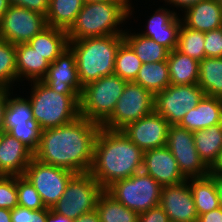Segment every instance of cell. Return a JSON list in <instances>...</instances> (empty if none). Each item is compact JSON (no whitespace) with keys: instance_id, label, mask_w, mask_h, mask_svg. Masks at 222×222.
I'll list each match as a JSON object with an SVG mask.
<instances>
[{"instance_id":"f907efd6","label":"cell","mask_w":222,"mask_h":222,"mask_svg":"<svg viewBox=\"0 0 222 222\" xmlns=\"http://www.w3.org/2000/svg\"><path fill=\"white\" fill-rule=\"evenodd\" d=\"M10 4L8 0H0V20L3 14L9 9Z\"/></svg>"},{"instance_id":"9a60e30c","label":"cell","mask_w":222,"mask_h":222,"mask_svg":"<svg viewBox=\"0 0 222 222\" xmlns=\"http://www.w3.org/2000/svg\"><path fill=\"white\" fill-rule=\"evenodd\" d=\"M42 81L60 94L80 96L83 87L79 80L75 54L69 47L50 63Z\"/></svg>"},{"instance_id":"7dc6e473","label":"cell","mask_w":222,"mask_h":222,"mask_svg":"<svg viewBox=\"0 0 222 222\" xmlns=\"http://www.w3.org/2000/svg\"><path fill=\"white\" fill-rule=\"evenodd\" d=\"M74 222H101L99 219V215L96 211H91L89 213H85L78 218L74 219Z\"/></svg>"},{"instance_id":"8992f818","label":"cell","mask_w":222,"mask_h":222,"mask_svg":"<svg viewBox=\"0 0 222 222\" xmlns=\"http://www.w3.org/2000/svg\"><path fill=\"white\" fill-rule=\"evenodd\" d=\"M126 83L112 74L86 84L79 96L80 116L102 125L114 111Z\"/></svg>"},{"instance_id":"74e56055","label":"cell","mask_w":222,"mask_h":222,"mask_svg":"<svg viewBox=\"0 0 222 222\" xmlns=\"http://www.w3.org/2000/svg\"><path fill=\"white\" fill-rule=\"evenodd\" d=\"M17 205V176L0 175V208L12 210Z\"/></svg>"},{"instance_id":"f6af8a7d","label":"cell","mask_w":222,"mask_h":222,"mask_svg":"<svg viewBox=\"0 0 222 222\" xmlns=\"http://www.w3.org/2000/svg\"><path fill=\"white\" fill-rule=\"evenodd\" d=\"M167 4H172V6H175L176 8H180L182 11L187 10L191 6H194L195 4H198L201 1L204 0H164Z\"/></svg>"},{"instance_id":"d6986e66","label":"cell","mask_w":222,"mask_h":222,"mask_svg":"<svg viewBox=\"0 0 222 222\" xmlns=\"http://www.w3.org/2000/svg\"><path fill=\"white\" fill-rule=\"evenodd\" d=\"M34 153L20 140L2 131L0 141V175L23 176Z\"/></svg>"},{"instance_id":"816d5d0a","label":"cell","mask_w":222,"mask_h":222,"mask_svg":"<svg viewBox=\"0 0 222 222\" xmlns=\"http://www.w3.org/2000/svg\"><path fill=\"white\" fill-rule=\"evenodd\" d=\"M212 170L214 172H217V173L222 175V153H221V156L219 158V161L217 162V164L214 166V168Z\"/></svg>"},{"instance_id":"e575fe53","label":"cell","mask_w":222,"mask_h":222,"mask_svg":"<svg viewBox=\"0 0 222 222\" xmlns=\"http://www.w3.org/2000/svg\"><path fill=\"white\" fill-rule=\"evenodd\" d=\"M16 80V45L0 39V87L13 89Z\"/></svg>"},{"instance_id":"603a6c76","label":"cell","mask_w":222,"mask_h":222,"mask_svg":"<svg viewBox=\"0 0 222 222\" xmlns=\"http://www.w3.org/2000/svg\"><path fill=\"white\" fill-rule=\"evenodd\" d=\"M197 152L204 164L211 170L222 153V123L193 132Z\"/></svg>"},{"instance_id":"cb8c5ba5","label":"cell","mask_w":222,"mask_h":222,"mask_svg":"<svg viewBox=\"0 0 222 222\" xmlns=\"http://www.w3.org/2000/svg\"><path fill=\"white\" fill-rule=\"evenodd\" d=\"M67 31L47 26L35 35L28 44L40 55L52 63L66 48H68Z\"/></svg>"},{"instance_id":"3957f363","label":"cell","mask_w":222,"mask_h":222,"mask_svg":"<svg viewBox=\"0 0 222 222\" xmlns=\"http://www.w3.org/2000/svg\"><path fill=\"white\" fill-rule=\"evenodd\" d=\"M130 1L85 2L67 30L68 40L124 34L120 24L132 15Z\"/></svg>"},{"instance_id":"f1b7e54d","label":"cell","mask_w":222,"mask_h":222,"mask_svg":"<svg viewBox=\"0 0 222 222\" xmlns=\"http://www.w3.org/2000/svg\"><path fill=\"white\" fill-rule=\"evenodd\" d=\"M84 0H50L47 26L68 30L84 5Z\"/></svg>"},{"instance_id":"c3c4849f","label":"cell","mask_w":222,"mask_h":222,"mask_svg":"<svg viewBox=\"0 0 222 222\" xmlns=\"http://www.w3.org/2000/svg\"><path fill=\"white\" fill-rule=\"evenodd\" d=\"M47 222H74V220L66 216L56 214L48 208Z\"/></svg>"},{"instance_id":"681fc988","label":"cell","mask_w":222,"mask_h":222,"mask_svg":"<svg viewBox=\"0 0 222 222\" xmlns=\"http://www.w3.org/2000/svg\"><path fill=\"white\" fill-rule=\"evenodd\" d=\"M0 222H11V210L0 208Z\"/></svg>"},{"instance_id":"d590c367","label":"cell","mask_w":222,"mask_h":222,"mask_svg":"<svg viewBox=\"0 0 222 222\" xmlns=\"http://www.w3.org/2000/svg\"><path fill=\"white\" fill-rule=\"evenodd\" d=\"M41 132L38 122L31 119L27 121V125L14 126L7 133L20 140L34 153L39 146Z\"/></svg>"},{"instance_id":"2e32d148","label":"cell","mask_w":222,"mask_h":222,"mask_svg":"<svg viewBox=\"0 0 222 222\" xmlns=\"http://www.w3.org/2000/svg\"><path fill=\"white\" fill-rule=\"evenodd\" d=\"M159 206L171 222H197L198 214L187 180L178 185L163 186Z\"/></svg>"},{"instance_id":"d4e9b609","label":"cell","mask_w":222,"mask_h":222,"mask_svg":"<svg viewBox=\"0 0 222 222\" xmlns=\"http://www.w3.org/2000/svg\"><path fill=\"white\" fill-rule=\"evenodd\" d=\"M199 61L179 52L177 49L169 51L167 64L171 85L198 84Z\"/></svg>"},{"instance_id":"83f0119b","label":"cell","mask_w":222,"mask_h":222,"mask_svg":"<svg viewBox=\"0 0 222 222\" xmlns=\"http://www.w3.org/2000/svg\"><path fill=\"white\" fill-rule=\"evenodd\" d=\"M134 83L141 85L153 95L163 91L171 85L167 61L142 63Z\"/></svg>"},{"instance_id":"ac0fdd59","label":"cell","mask_w":222,"mask_h":222,"mask_svg":"<svg viewBox=\"0 0 222 222\" xmlns=\"http://www.w3.org/2000/svg\"><path fill=\"white\" fill-rule=\"evenodd\" d=\"M147 26L139 34L153 39L158 44L163 45L169 51L176 49L178 42V33L182 24L181 18L177 12L168 8H158L152 16H149Z\"/></svg>"},{"instance_id":"7a4b0ae2","label":"cell","mask_w":222,"mask_h":222,"mask_svg":"<svg viewBox=\"0 0 222 222\" xmlns=\"http://www.w3.org/2000/svg\"><path fill=\"white\" fill-rule=\"evenodd\" d=\"M144 152L122 130L101 127L94 146L92 177L106 190L143 169Z\"/></svg>"},{"instance_id":"7c38bea8","label":"cell","mask_w":222,"mask_h":222,"mask_svg":"<svg viewBox=\"0 0 222 222\" xmlns=\"http://www.w3.org/2000/svg\"><path fill=\"white\" fill-rule=\"evenodd\" d=\"M166 147L173 154L180 172L186 179L209 174L210 169L201 160L196 150L193 132L179 125H170Z\"/></svg>"},{"instance_id":"f5cc1de1","label":"cell","mask_w":222,"mask_h":222,"mask_svg":"<svg viewBox=\"0 0 222 222\" xmlns=\"http://www.w3.org/2000/svg\"><path fill=\"white\" fill-rule=\"evenodd\" d=\"M95 1H130V0H84V2H95Z\"/></svg>"},{"instance_id":"7bdbcfd3","label":"cell","mask_w":222,"mask_h":222,"mask_svg":"<svg viewBox=\"0 0 222 222\" xmlns=\"http://www.w3.org/2000/svg\"><path fill=\"white\" fill-rule=\"evenodd\" d=\"M10 91V88L0 87V131H4V116Z\"/></svg>"},{"instance_id":"ba28073f","label":"cell","mask_w":222,"mask_h":222,"mask_svg":"<svg viewBox=\"0 0 222 222\" xmlns=\"http://www.w3.org/2000/svg\"><path fill=\"white\" fill-rule=\"evenodd\" d=\"M103 191L102 186L90 173L75 174L67 183L62 197L51 210L74 220L94 211L99 195Z\"/></svg>"},{"instance_id":"52a82bcc","label":"cell","mask_w":222,"mask_h":222,"mask_svg":"<svg viewBox=\"0 0 222 222\" xmlns=\"http://www.w3.org/2000/svg\"><path fill=\"white\" fill-rule=\"evenodd\" d=\"M162 186L143 170L130 178L115 181L106 191L118 202L137 213L160 204Z\"/></svg>"},{"instance_id":"836d02e7","label":"cell","mask_w":222,"mask_h":222,"mask_svg":"<svg viewBox=\"0 0 222 222\" xmlns=\"http://www.w3.org/2000/svg\"><path fill=\"white\" fill-rule=\"evenodd\" d=\"M204 40V32L189 29L181 24L176 49L200 62L205 58Z\"/></svg>"},{"instance_id":"60d3db41","label":"cell","mask_w":222,"mask_h":222,"mask_svg":"<svg viewBox=\"0 0 222 222\" xmlns=\"http://www.w3.org/2000/svg\"><path fill=\"white\" fill-rule=\"evenodd\" d=\"M10 5L24 7L30 11L46 16L50 0H8Z\"/></svg>"},{"instance_id":"8fae6325","label":"cell","mask_w":222,"mask_h":222,"mask_svg":"<svg viewBox=\"0 0 222 222\" xmlns=\"http://www.w3.org/2000/svg\"><path fill=\"white\" fill-rule=\"evenodd\" d=\"M205 96L198 84L169 85L154 95V111L170 125H178L184 115L195 108Z\"/></svg>"},{"instance_id":"44dd1931","label":"cell","mask_w":222,"mask_h":222,"mask_svg":"<svg viewBox=\"0 0 222 222\" xmlns=\"http://www.w3.org/2000/svg\"><path fill=\"white\" fill-rule=\"evenodd\" d=\"M182 24L189 29L208 32L222 27V6L217 0H204L184 11Z\"/></svg>"},{"instance_id":"f35d334b","label":"cell","mask_w":222,"mask_h":222,"mask_svg":"<svg viewBox=\"0 0 222 222\" xmlns=\"http://www.w3.org/2000/svg\"><path fill=\"white\" fill-rule=\"evenodd\" d=\"M48 208L31 210L17 205L11 210V222H47Z\"/></svg>"},{"instance_id":"db71d44e","label":"cell","mask_w":222,"mask_h":222,"mask_svg":"<svg viewBox=\"0 0 222 222\" xmlns=\"http://www.w3.org/2000/svg\"><path fill=\"white\" fill-rule=\"evenodd\" d=\"M217 2L222 6V0H217Z\"/></svg>"},{"instance_id":"ee69618b","label":"cell","mask_w":222,"mask_h":222,"mask_svg":"<svg viewBox=\"0 0 222 222\" xmlns=\"http://www.w3.org/2000/svg\"><path fill=\"white\" fill-rule=\"evenodd\" d=\"M197 222H222V206L218 209L199 215Z\"/></svg>"},{"instance_id":"1f68e13d","label":"cell","mask_w":222,"mask_h":222,"mask_svg":"<svg viewBox=\"0 0 222 222\" xmlns=\"http://www.w3.org/2000/svg\"><path fill=\"white\" fill-rule=\"evenodd\" d=\"M9 93L4 116V131L8 132L14 126L27 125V121L34 119L28 98L12 97Z\"/></svg>"},{"instance_id":"5bb4252c","label":"cell","mask_w":222,"mask_h":222,"mask_svg":"<svg viewBox=\"0 0 222 222\" xmlns=\"http://www.w3.org/2000/svg\"><path fill=\"white\" fill-rule=\"evenodd\" d=\"M169 127V122L153 111L151 114L129 123L122 131L145 152L166 146Z\"/></svg>"},{"instance_id":"bcb514c9","label":"cell","mask_w":222,"mask_h":222,"mask_svg":"<svg viewBox=\"0 0 222 222\" xmlns=\"http://www.w3.org/2000/svg\"><path fill=\"white\" fill-rule=\"evenodd\" d=\"M208 175L212 178L215 184L217 194L220 199V205L222 206V175L214 172L212 169L210 170Z\"/></svg>"},{"instance_id":"6da1fadb","label":"cell","mask_w":222,"mask_h":222,"mask_svg":"<svg viewBox=\"0 0 222 222\" xmlns=\"http://www.w3.org/2000/svg\"><path fill=\"white\" fill-rule=\"evenodd\" d=\"M100 129L101 125L79 116L66 125L42 130L34 158L75 174L89 173Z\"/></svg>"},{"instance_id":"f546056e","label":"cell","mask_w":222,"mask_h":222,"mask_svg":"<svg viewBox=\"0 0 222 222\" xmlns=\"http://www.w3.org/2000/svg\"><path fill=\"white\" fill-rule=\"evenodd\" d=\"M96 211L101 222H138L140 215L118 202L106 190L99 195Z\"/></svg>"},{"instance_id":"9c48e42d","label":"cell","mask_w":222,"mask_h":222,"mask_svg":"<svg viewBox=\"0 0 222 222\" xmlns=\"http://www.w3.org/2000/svg\"><path fill=\"white\" fill-rule=\"evenodd\" d=\"M154 111V95L134 82H127L110 117L101 125L109 130H122Z\"/></svg>"},{"instance_id":"8d00e7d4","label":"cell","mask_w":222,"mask_h":222,"mask_svg":"<svg viewBox=\"0 0 222 222\" xmlns=\"http://www.w3.org/2000/svg\"><path fill=\"white\" fill-rule=\"evenodd\" d=\"M18 205L31 210L46 208L34 186L24 177L17 176Z\"/></svg>"},{"instance_id":"d6a6232c","label":"cell","mask_w":222,"mask_h":222,"mask_svg":"<svg viewBox=\"0 0 222 222\" xmlns=\"http://www.w3.org/2000/svg\"><path fill=\"white\" fill-rule=\"evenodd\" d=\"M142 62L137 57L133 49L124 41L116 54L115 75L127 82H134Z\"/></svg>"},{"instance_id":"e0dca14e","label":"cell","mask_w":222,"mask_h":222,"mask_svg":"<svg viewBox=\"0 0 222 222\" xmlns=\"http://www.w3.org/2000/svg\"><path fill=\"white\" fill-rule=\"evenodd\" d=\"M142 170L162 187L178 185L187 180L180 172L176 159L166 146L145 151Z\"/></svg>"},{"instance_id":"5b68a950","label":"cell","mask_w":222,"mask_h":222,"mask_svg":"<svg viewBox=\"0 0 222 222\" xmlns=\"http://www.w3.org/2000/svg\"><path fill=\"white\" fill-rule=\"evenodd\" d=\"M30 86L33 87L28 99L41 130L66 125L80 116L79 95L60 94L42 80L31 81Z\"/></svg>"},{"instance_id":"ab89813d","label":"cell","mask_w":222,"mask_h":222,"mask_svg":"<svg viewBox=\"0 0 222 222\" xmlns=\"http://www.w3.org/2000/svg\"><path fill=\"white\" fill-rule=\"evenodd\" d=\"M205 57H222V27L205 32Z\"/></svg>"},{"instance_id":"30bf717a","label":"cell","mask_w":222,"mask_h":222,"mask_svg":"<svg viewBox=\"0 0 222 222\" xmlns=\"http://www.w3.org/2000/svg\"><path fill=\"white\" fill-rule=\"evenodd\" d=\"M74 172L32 158L23 176L34 186L46 208H53L64 194Z\"/></svg>"},{"instance_id":"11a10c76","label":"cell","mask_w":222,"mask_h":222,"mask_svg":"<svg viewBox=\"0 0 222 222\" xmlns=\"http://www.w3.org/2000/svg\"><path fill=\"white\" fill-rule=\"evenodd\" d=\"M1 137H2V131H0V141H1Z\"/></svg>"},{"instance_id":"7402d4cb","label":"cell","mask_w":222,"mask_h":222,"mask_svg":"<svg viewBox=\"0 0 222 222\" xmlns=\"http://www.w3.org/2000/svg\"><path fill=\"white\" fill-rule=\"evenodd\" d=\"M49 66L50 62L28 43L16 45V82L25 79L30 82L42 80L46 76Z\"/></svg>"},{"instance_id":"b9f144b4","label":"cell","mask_w":222,"mask_h":222,"mask_svg":"<svg viewBox=\"0 0 222 222\" xmlns=\"http://www.w3.org/2000/svg\"><path fill=\"white\" fill-rule=\"evenodd\" d=\"M138 222H170L168 215L160 207H153L139 215Z\"/></svg>"},{"instance_id":"484cf974","label":"cell","mask_w":222,"mask_h":222,"mask_svg":"<svg viewBox=\"0 0 222 222\" xmlns=\"http://www.w3.org/2000/svg\"><path fill=\"white\" fill-rule=\"evenodd\" d=\"M187 181L193 194L198 216L221 207L215 184L209 175L188 178Z\"/></svg>"},{"instance_id":"4316f807","label":"cell","mask_w":222,"mask_h":222,"mask_svg":"<svg viewBox=\"0 0 222 222\" xmlns=\"http://www.w3.org/2000/svg\"><path fill=\"white\" fill-rule=\"evenodd\" d=\"M124 41L133 49L137 57L142 63H155L160 61H167L169 50L161 44H158L153 39L145 37L137 33L123 34Z\"/></svg>"},{"instance_id":"4dcf8cb0","label":"cell","mask_w":222,"mask_h":222,"mask_svg":"<svg viewBox=\"0 0 222 222\" xmlns=\"http://www.w3.org/2000/svg\"><path fill=\"white\" fill-rule=\"evenodd\" d=\"M198 85L205 95L222 98V57L200 61Z\"/></svg>"},{"instance_id":"277c9868","label":"cell","mask_w":222,"mask_h":222,"mask_svg":"<svg viewBox=\"0 0 222 222\" xmlns=\"http://www.w3.org/2000/svg\"><path fill=\"white\" fill-rule=\"evenodd\" d=\"M68 47L76 57L79 80L84 87L114 73L115 59L123 34L68 40Z\"/></svg>"},{"instance_id":"4fadbf2b","label":"cell","mask_w":222,"mask_h":222,"mask_svg":"<svg viewBox=\"0 0 222 222\" xmlns=\"http://www.w3.org/2000/svg\"><path fill=\"white\" fill-rule=\"evenodd\" d=\"M46 27V16L10 5L0 20V38L13 45L28 43Z\"/></svg>"},{"instance_id":"ffe728a7","label":"cell","mask_w":222,"mask_h":222,"mask_svg":"<svg viewBox=\"0 0 222 222\" xmlns=\"http://www.w3.org/2000/svg\"><path fill=\"white\" fill-rule=\"evenodd\" d=\"M219 123H222V98L205 95L195 108L184 115L178 125L195 132Z\"/></svg>"}]
</instances>
